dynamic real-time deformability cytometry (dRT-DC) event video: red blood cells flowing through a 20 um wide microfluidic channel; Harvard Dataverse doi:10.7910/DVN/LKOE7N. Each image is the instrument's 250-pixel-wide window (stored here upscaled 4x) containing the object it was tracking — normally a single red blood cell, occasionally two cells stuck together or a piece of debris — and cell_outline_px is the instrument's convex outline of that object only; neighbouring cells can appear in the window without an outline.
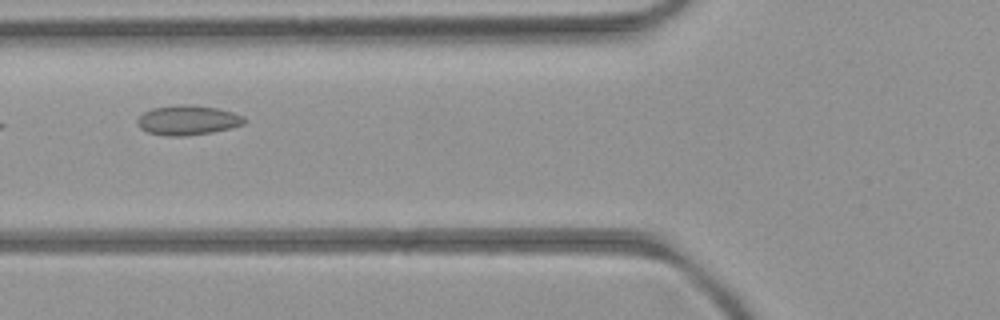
{"species": "common noctule bat (a hibernating species)", "species_latin": "Nyctalus noctula", "temperature_condition": "room temperature", "stored_images_in_passage": 8, "camera_frame_rate_fps": 3000, "um_per_image_px": 0.085, "animal": {"sex": "female", "body_mass_g": 21.9}, "frame": {"image": 1, "passage_image": 3, "time_ms": 2.333, "image_size_px": [1000, 320], "cell_outline_px": [[248, 120], [244, 124], [212, 132], [184, 136], [168, 136], [148, 132], [140, 128], [136, 124], [136, 120], [144, 112], [152, 108], [180, 104], [192, 104], [216, 108], [232, 112], [244, 116]], "centroid_in_image_um": [15.95, 10.21], "position_along_channel_um": 109.9, "area_um2": 18.55}}
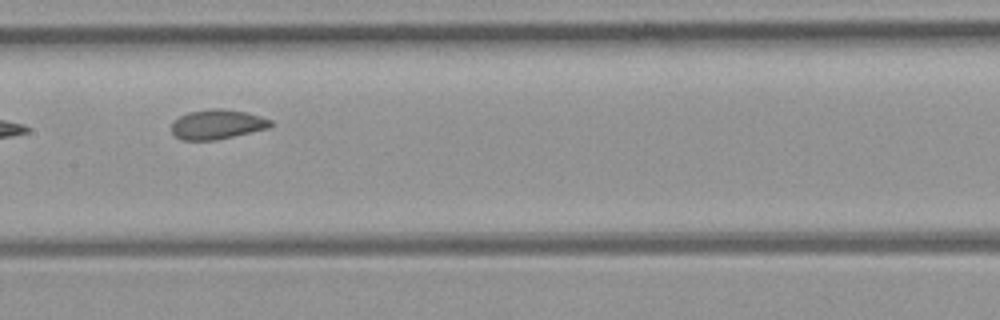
{"frame": {"image": 2, "passage_image": 5, "time_ms": 4.333, "image_size_px": [1000, 320], "cell_outline_px": [[272, 124], [268, 128], [216, 140], [180, 140], [172, 132], [172, 124], [180, 116], [188, 112], [208, 108], [220, 108], [244, 112], [260, 116], [272, 120]], "centroid_in_image_um": [18.45, 10.57], "position_along_channel_um": 189.0, "area_um2": 16.99}}
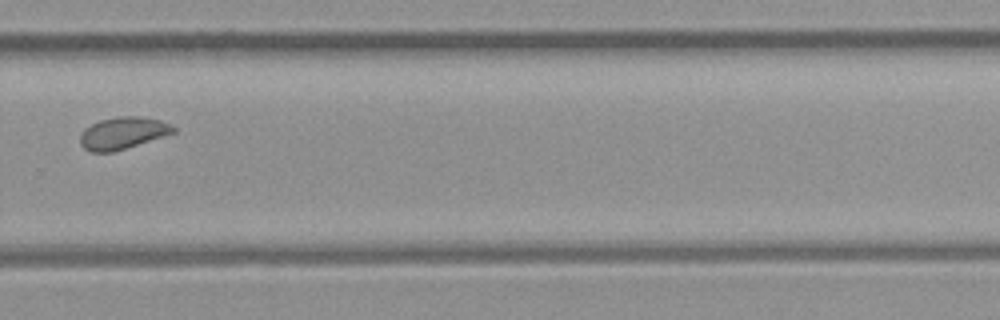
{"frame": {"image": 3, "passage_image": 8, "time_ms": 7.667, "image_size_px": [1000, 320], "cell_outline_px": [[176, 132], [112, 152], [92, 152], [84, 148], [80, 144], [80, 136], [84, 128], [100, 120], [120, 116], [140, 116], [160, 120], [176, 128]], "centroid_in_image_um": [10.41, 11.3], "position_along_channel_um": 319.4, "area_um2": 17.17}}